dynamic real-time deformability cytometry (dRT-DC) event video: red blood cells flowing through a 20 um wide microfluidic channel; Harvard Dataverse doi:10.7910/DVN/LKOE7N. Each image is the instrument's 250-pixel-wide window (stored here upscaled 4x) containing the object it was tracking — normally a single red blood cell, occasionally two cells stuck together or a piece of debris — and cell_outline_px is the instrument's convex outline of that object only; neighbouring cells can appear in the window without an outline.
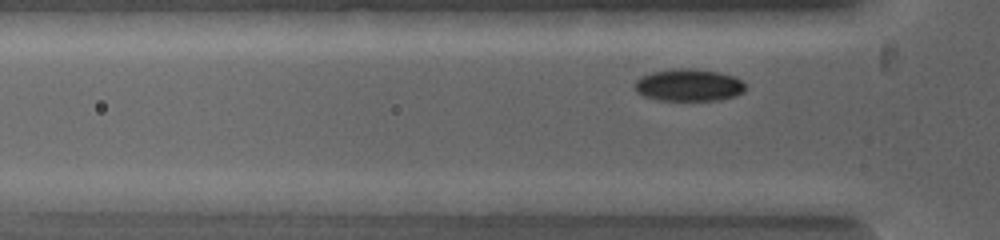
{"species": "common noctule bat (a hibernating species)", "species_latin": "Nyctalus noctula", "temperature_condition": "warm", "stored_images_in_passage": 7, "camera_frame_rate_fps": 5000, "um_per_image_px": 0.085, "animal": {"sex": "female", "body_mass_g": 19.0, "forearm_length_mm": 53.3}, "frame": {"image": 1, "passage_image": 5, "time_ms": 1.0, "image_size_px": [1000, 240], "cell_outline_px": [[744, 88], [740, 92], [732, 96], [712, 100], [660, 100], [644, 96], [636, 92], [636, 80], [640, 76], [652, 72], [672, 68], [692, 68], [716, 72], [732, 76], [740, 80], [744, 84]], "centroid_in_image_um": [58.46, 7.22], "position_along_channel_um": 67.3, "area_um2": 20.35}}